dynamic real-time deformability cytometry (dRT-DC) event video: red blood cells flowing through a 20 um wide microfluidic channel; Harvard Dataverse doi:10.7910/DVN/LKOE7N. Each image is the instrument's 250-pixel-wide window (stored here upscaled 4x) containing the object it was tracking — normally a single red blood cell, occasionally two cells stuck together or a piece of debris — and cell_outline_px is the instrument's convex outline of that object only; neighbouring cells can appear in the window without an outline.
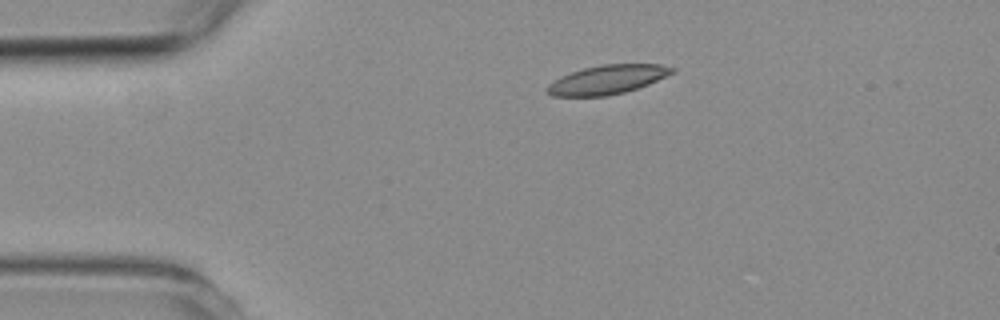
{"species": "common noctule bat (a hibernating species)", "species_latin": "Nyctalus noctula", "temperature_condition": "room temperature", "stored_images_in_passage": 3, "camera_frame_rate_fps": 3000, "um_per_image_px": 0.085, "animal": {"sex": "female", "body_mass_g": 19.3, "forearm_length_mm": 54.1}, "frame": {"image": 1, "passage_image": 3, "time_ms": 2.0, "image_size_px": [1000, 320], "cell_outline_px": [[676, 72], [648, 84], [624, 92], [604, 96], [552, 96], [544, 92], [544, 88], [552, 80], [560, 76], [584, 68], [604, 64], [660, 64], [676, 68]], "centroid_in_image_um": [51.59, 6.77], "position_along_channel_um": 33.4, "area_um2": 21.21}}